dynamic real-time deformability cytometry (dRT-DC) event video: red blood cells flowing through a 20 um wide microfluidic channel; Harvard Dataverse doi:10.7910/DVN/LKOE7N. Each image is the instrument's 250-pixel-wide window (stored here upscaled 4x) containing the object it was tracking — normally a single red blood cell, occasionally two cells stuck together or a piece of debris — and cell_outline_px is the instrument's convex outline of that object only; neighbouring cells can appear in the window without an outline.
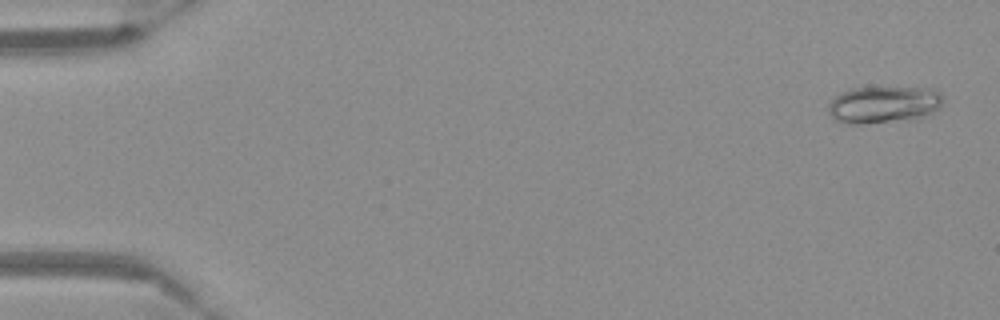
{"species": "Egyptian fruit bat (a non-hibernating species)", "species_latin": "Rousettus aegyptiacus", "temperature_condition": "warm", "stored_images_in_passage": 53, "camera_frame_rate_fps": 3000, "um_per_image_px": 0.085, "frame": {"image": 1, "passage_image": 1, "time_ms": 0.0, "image_size_px": [1000, 320], "cell_outline_px": [[944, 96], [940, 108], [916, 120], [864, 124], [848, 124], [832, 120], [828, 112], [828, 104], [840, 92], [852, 88], [936, 88]], "centroid_in_image_um": [75.12, 8.92], "position_along_channel_um": 9.9, "area_um2": 25.32}}
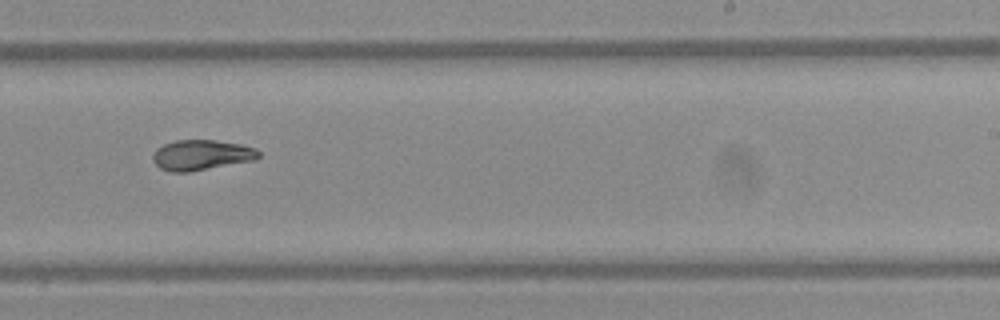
{"frame": {"image": 2, "passage_image": 33, "time_ms": 10.667, "image_size_px": [1000, 320], "cell_outline_px": [[260, 156], [256, 160], [188, 172], [172, 172], [160, 168], [152, 160], [152, 156], [156, 148], [164, 144], [176, 140], [216, 140], [240, 144], [256, 148], [260, 152]], "centroid_in_image_um": [17.13, 13.17], "position_along_channel_um": 271.9, "area_um2": 18.79}}
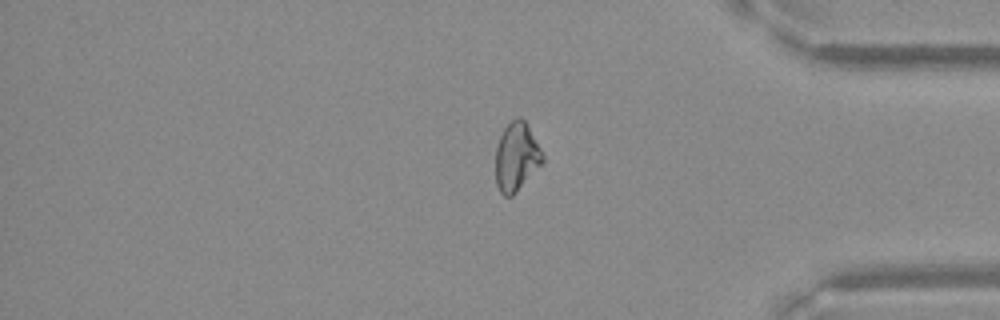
{"frame": {"image": 3, "passage_image": 44, "time_ms": 14.333, "image_size_px": [1000, 320], "cell_outline_px": [[544, 160], [516, 192], [512, 196], [504, 196], [500, 192], [496, 184], [496, 148], [500, 136], [504, 128], [516, 116], [520, 116], [524, 120], [540, 148], [544, 156]], "centroid_in_image_um": [43.88, 13.32], "position_along_channel_um": 391.3, "area_um2": 18.44}}